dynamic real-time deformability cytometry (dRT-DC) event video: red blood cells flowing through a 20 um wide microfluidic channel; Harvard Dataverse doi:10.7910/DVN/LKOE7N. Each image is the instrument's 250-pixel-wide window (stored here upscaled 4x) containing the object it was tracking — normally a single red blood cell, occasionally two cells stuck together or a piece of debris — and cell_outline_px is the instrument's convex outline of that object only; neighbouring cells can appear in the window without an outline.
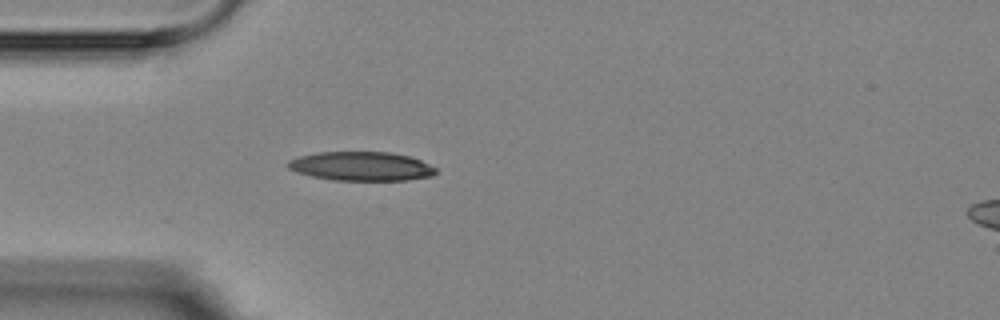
{"species": "Egyptian fruit bat (a non-hibernating species)", "species_latin": "Rousettus aegyptiacus", "temperature_condition": "room temperature", "stored_images_in_passage": 4, "segment_of_instrument_passage": [1, 2], "camera_frame_rate_fps": 3000, "um_per_image_px": 0.085, "animal": {"sex": "female"}, "frame": {"image": 1, "passage_image": 3, "time_ms": 2.333, "image_size_px": [1000, 320], "cell_outline_px": [[436, 172], [432, 176], [408, 180], [332, 180], [312, 176], [296, 172], [288, 168], [284, 164], [288, 160], [300, 156], [320, 152], [392, 152], [408, 156], [420, 160], [436, 168]], "centroid_in_image_um": [30.68, 14.13], "position_along_channel_um": 54.3, "area_um2": 25.03}}